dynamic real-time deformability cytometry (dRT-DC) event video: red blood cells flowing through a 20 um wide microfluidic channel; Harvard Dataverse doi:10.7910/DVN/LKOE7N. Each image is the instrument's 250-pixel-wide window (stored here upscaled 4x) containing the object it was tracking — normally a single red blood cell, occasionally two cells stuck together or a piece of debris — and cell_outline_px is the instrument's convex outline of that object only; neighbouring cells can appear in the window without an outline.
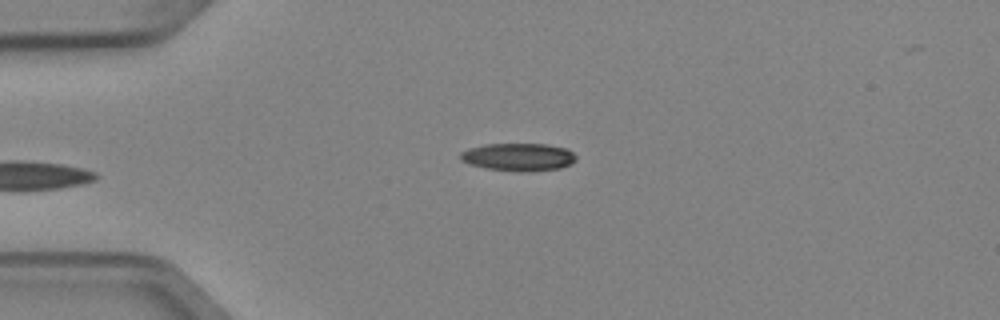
{"species": "Egyptian fruit bat (a non-hibernating species)", "species_latin": "Rousettus aegyptiacus", "temperature_condition": "cold", "stored_images_in_passage": 4, "camera_frame_rate_fps": 3000, "um_per_image_px": 0.085, "animal": {"sex": "female"}, "frame": {"image": 1, "passage_image": 4, "time_ms": 1.0, "image_size_px": [1000, 320], "cell_outline_px": [[576, 160], [560, 168], [532, 172], [520, 172], [488, 168], [468, 164], [460, 160], [460, 152], [468, 148], [484, 144], [548, 144], [568, 148], [576, 156]], "centroid_in_image_um": [44.06, 13.34], "position_along_channel_um": 40.9, "area_um2": 18.9}}